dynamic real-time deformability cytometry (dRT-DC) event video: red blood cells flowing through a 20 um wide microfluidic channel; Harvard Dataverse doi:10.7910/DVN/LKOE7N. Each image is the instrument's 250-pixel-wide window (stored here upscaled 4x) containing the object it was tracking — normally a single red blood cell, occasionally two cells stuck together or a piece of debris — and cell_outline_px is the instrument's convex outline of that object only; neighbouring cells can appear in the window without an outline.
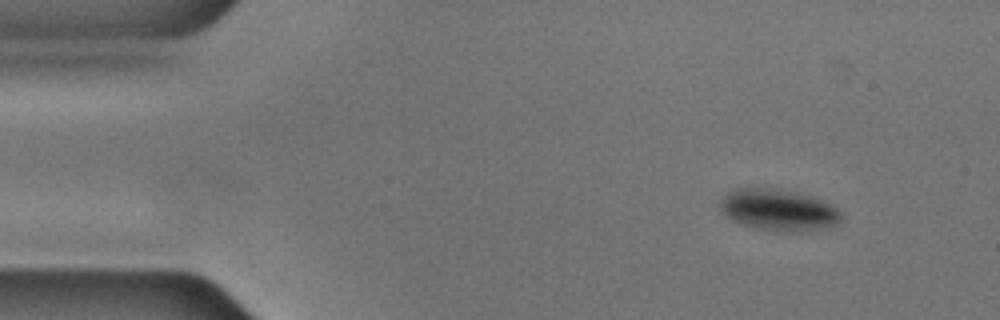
{"species": "common noctule bat (a hibernating species)", "species_latin": "Nyctalus noctula", "temperature_condition": "cold", "stored_images_in_passage": 51, "camera_frame_rate_fps": 3000, "um_per_image_px": 0.085, "animal": {"sex": "male", "body_mass_g": 17.9, "forearm_length_mm": 54.2}, "frame": {"image": 1, "passage_image": 1, "time_ms": 0.0, "image_size_px": [1000, 320], "cell_outline_px": [[840, 220], [836, 224], [812, 228], [760, 228], [744, 224], [732, 220], [716, 204], [728, 192], [736, 188], [780, 188], [812, 196], [836, 208], [840, 212]], "centroid_in_image_um": [66.07, 17.75], "position_along_channel_um": 18.9, "area_um2": 27.74}}
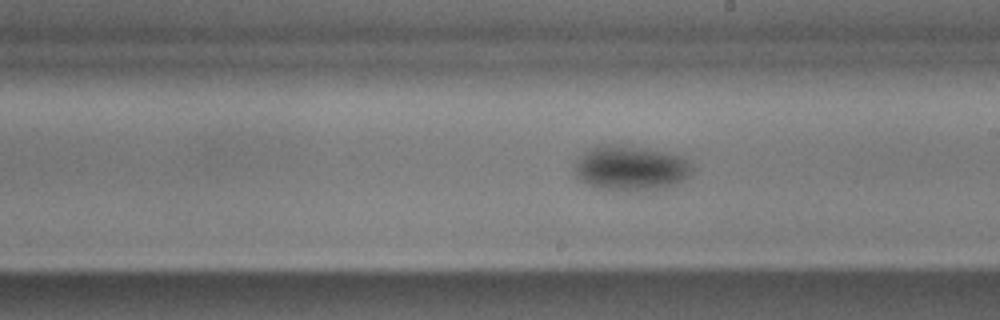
{"frame": {"image": 2, "passage_image": 26, "time_ms": 8.333, "image_size_px": [1000, 320], "cell_outline_px": [[696, 168], [688, 176], [676, 184], [664, 188], [636, 192], [628, 192], [596, 188], [580, 180], [576, 176], [576, 156], [588, 148], [600, 144], [604, 144], [640, 148], [684, 156]], "centroid_in_image_um": [53.6, 14.31], "position_along_channel_um": 235.4, "area_um2": 31.21}}
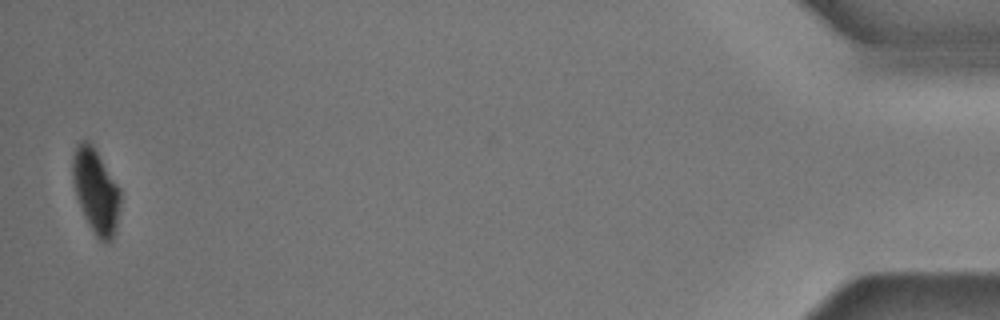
{"frame": {"image": 3, "passage_image": 50, "time_ms": 16.333, "image_size_px": [1000, 320], "cell_outline_px": [[120, 204], [116, 232], [112, 240], [108, 244], [104, 244], [96, 236], [88, 224], [84, 216], [76, 196], [72, 180], [72, 160], [76, 148], [84, 140], [88, 140], [92, 144], [120, 188]], "centroid_in_image_um": [8.16, 16.3], "position_along_channel_um": 427.0, "area_um2": 23.52}, "authors_computed_cell_mechanics": {"area_um2": 29.9404, "velocity_mm_per_s": 3.5487, "shape_relaxation_time_tau1_ms": 1.4766, "shape_relaxation_time_tau2_ms": null, "deformation_change_tau1": 0.0578, "deformation_change_tau2": null}}